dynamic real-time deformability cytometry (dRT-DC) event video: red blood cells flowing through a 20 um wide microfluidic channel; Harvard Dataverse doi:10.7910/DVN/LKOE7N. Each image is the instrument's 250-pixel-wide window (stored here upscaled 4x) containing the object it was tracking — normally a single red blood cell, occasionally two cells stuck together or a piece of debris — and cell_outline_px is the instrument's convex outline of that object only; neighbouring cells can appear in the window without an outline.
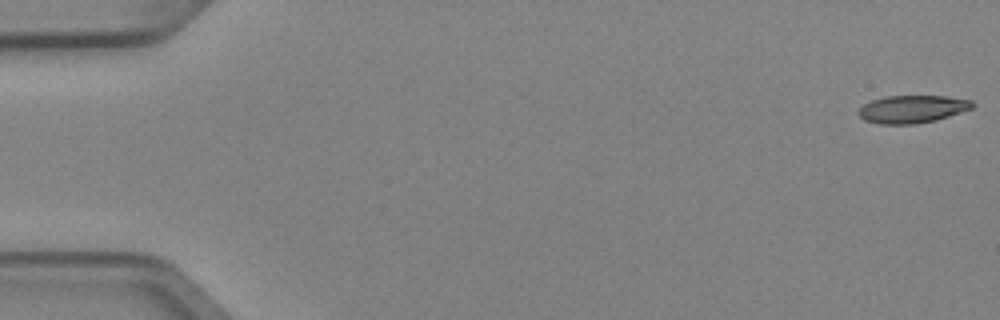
{"species": "Egyptian fruit bat (a non-hibernating species)", "species_latin": "Rousettus aegyptiacus", "temperature_condition": "cold", "stored_images_in_passage": 5, "camera_frame_rate_fps": 3000, "um_per_image_px": 0.085, "animal": {"sex": "female"}, "frame": {"image": 1, "passage_image": 1, "time_ms": 0.0, "image_size_px": [1000, 320], "cell_outline_px": [[976, 104], [972, 108], [936, 120], [912, 124], [880, 124], [864, 120], [856, 112], [864, 104], [872, 100], [884, 96], [944, 96], [972, 100]], "centroid_in_image_um": [77.53, 9.27], "position_along_channel_um": 7.5, "area_um2": 18.32}}